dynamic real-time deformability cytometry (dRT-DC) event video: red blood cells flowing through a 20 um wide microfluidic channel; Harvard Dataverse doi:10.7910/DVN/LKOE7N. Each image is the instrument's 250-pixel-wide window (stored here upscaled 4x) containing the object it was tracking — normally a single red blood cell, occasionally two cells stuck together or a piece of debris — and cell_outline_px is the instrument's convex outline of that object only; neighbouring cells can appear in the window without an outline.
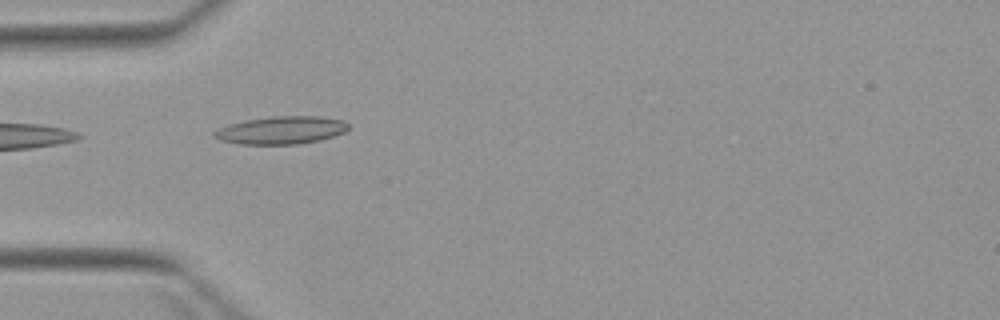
{"species": "Egyptian fruit bat (a non-hibernating species)", "species_latin": "Rousettus aegyptiacus", "temperature_condition": "warm", "stored_images_in_passage": 3, "camera_frame_rate_fps": 3000, "um_per_image_px": 0.085, "animal": {"sex": "female"}, "frame": {"image": 1, "passage_image": 2, "time_ms": 2.0, "image_size_px": [1000, 320], "cell_outline_px": [[348, 128], [344, 132], [332, 136], [316, 140], [296, 144], [240, 144], [220, 140], [212, 136], [212, 132], [228, 124], [248, 120], [272, 116], [320, 116], [344, 120], [348, 124]], "centroid_in_image_um": [23.88, 11.06], "position_along_channel_um": 61.1, "area_um2": 21.5}}
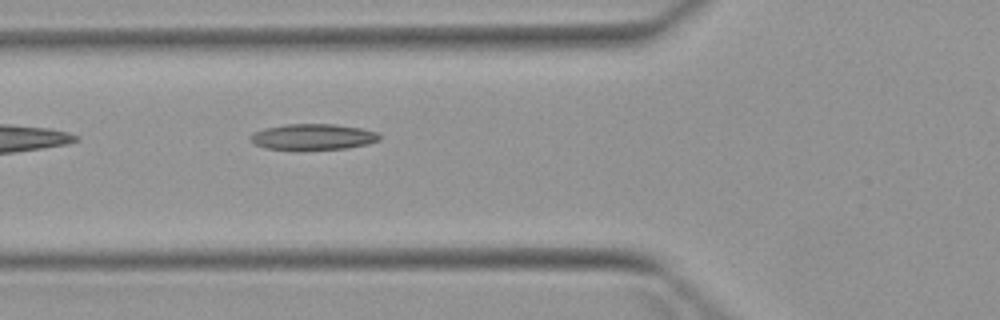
{"frame": {"image": 2, "passage_image": 3, "time_ms": 3.0, "image_size_px": [1000, 320], "cell_outline_px": [[380, 140], [368, 144], [348, 148], [264, 148], [252, 144], [248, 140], [248, 136], [252, 132], [264, 128], [284, 124], [332, 124], [360, 128], [380, 132]], "centroid_in_image_um": [26.57, 11.61], "position_along_channel_um": 99.2, "area_um2": 19.36}}